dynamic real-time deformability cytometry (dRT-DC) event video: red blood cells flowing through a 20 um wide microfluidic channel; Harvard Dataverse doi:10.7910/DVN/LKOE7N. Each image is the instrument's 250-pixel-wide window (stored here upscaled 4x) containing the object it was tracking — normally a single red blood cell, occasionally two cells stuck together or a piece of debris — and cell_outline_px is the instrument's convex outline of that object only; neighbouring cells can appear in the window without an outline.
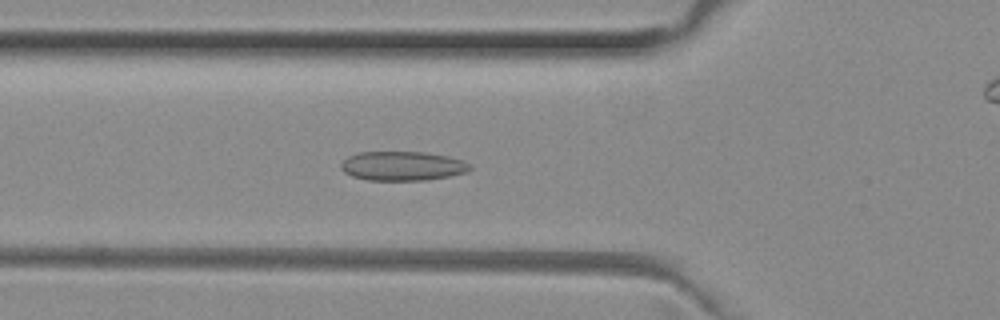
{"species": "common noctule bat (a hibernating species)", "species_latin": "Nyctalus noctula", "temperature_condition": "room temperature", "stored_images_in_passage": 41, "camera_frame_rate_fps": 3000, "um_per_image_px": 0.085, "animal": {"sex": "female", "body_mass_g": 29.2, "forearm_length_mm": 56.3}, "frame": {"image": 1, "passage_image": 7, "time_ms": 2.0, "image_size_px": [1000, 320], "cell_outline_px": [[472, 168], [468, 172], [452, 176], [428, 180], [368, 180], [352, 176], [344, 172], [340, 168], [340, 164], [348, 156], [360, 152], [428, 152], [448, 156], [464, 160], [472, 164]], "centroid_in_image_um": [34.27, 14.11], "position_along_channel_um": 91.5, "area_um2": 22.31}}
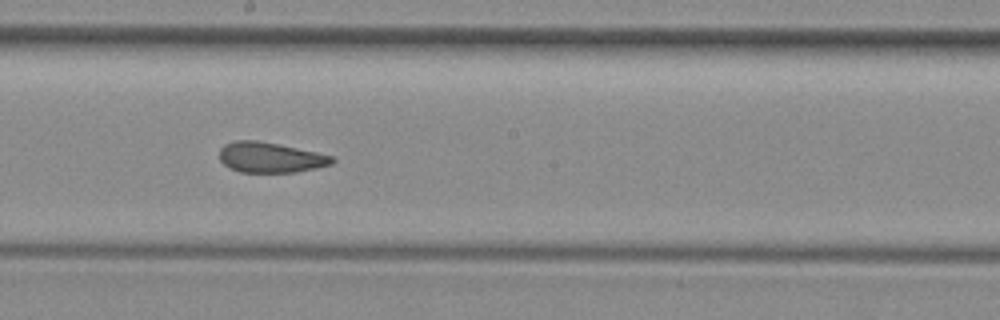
{"frame": {"image": 2, "passage_image": 17, "time_ms": 5.333, "image_size_px": [1000, 320], "cell_outline_px": [[336, 160], [332, 164], [316, 168], [296, 172], [240, 172], [228, 168], [220, 160], [220, 148], [224, 144], [236, 140], [256, 140], [336, 156]], "centroid_in_image_um": [22.99, 13.39], "position_along_channel_um": 225.2, "area_um2": 19.94}}
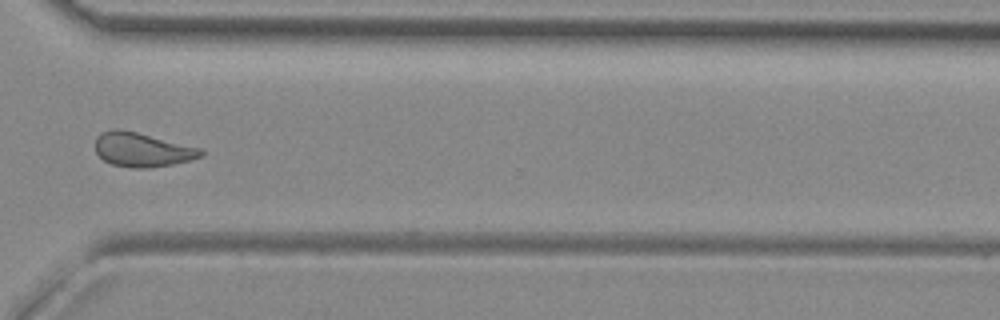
{"frame": {"image": 3, "passage_image": 27, "time_ms": 8.667, "image_size_px": [1000, 320], "cell_outline_px": [[204, 156], [172, 164], [148, 168], [132, 168], [112, 164], [104, 160], [96, 152], [96, 136], [100, 132], [112, 128], [120, 128], [204, 148]], "centroid_in_image_um": [12.1, 12.7], "position_along_channel_um": 358.5, "area_um2": 21.27}, "authors_computed_cell_mechanics": {"area_um2": 20.808, "velocity_mm_per_s": 4.0051, "shape_relaxation_time_tau1_ms": null, "shape_relaxation_time_tau2_ms": 1.5139, "deformation_change_tau1": null, "deformation_change_tau2": 0.0728}}